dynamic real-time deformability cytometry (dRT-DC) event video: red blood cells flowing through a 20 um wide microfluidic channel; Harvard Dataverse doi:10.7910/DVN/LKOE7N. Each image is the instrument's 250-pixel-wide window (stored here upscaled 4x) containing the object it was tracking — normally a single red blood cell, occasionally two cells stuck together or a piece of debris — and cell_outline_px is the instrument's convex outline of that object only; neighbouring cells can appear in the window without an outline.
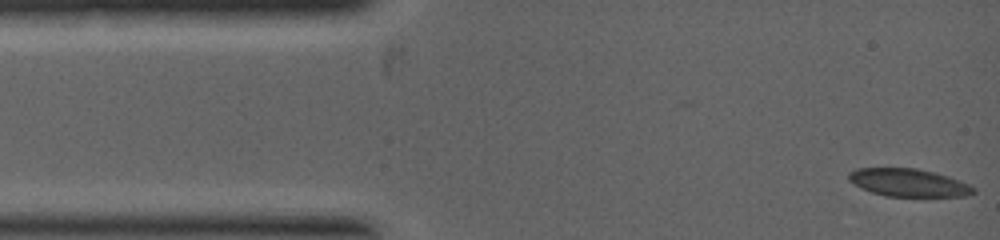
{"species": "common noctule bat (a hibernating species)", "species_latin": "Nyctalus noctula", "temperature_condition": "warm", "stored_images_in_passage": 35, "camera_frame_rate_fps": 5000, "um_per_image_px": 0.085, "animal": {"sex": "female", "body_mass_g": 19.0, "forearm_length_mm": 53.3}, "frame": {"image": 1, "passage_image": 1, "time_ms": 0.0, "image_size_px": [1000, 240], "cell_outline_px": [[976, 192], [964, 196], [884, 196], [860, 188], [848, 180], [848, 172], [856, 168], [916, 168], [948, 176], [960, 180], [976, 188]], "centroid_in_image_um": [77.2, 15.52], "position_along_channel_um": 7.8, "area_um2": 20.23}}
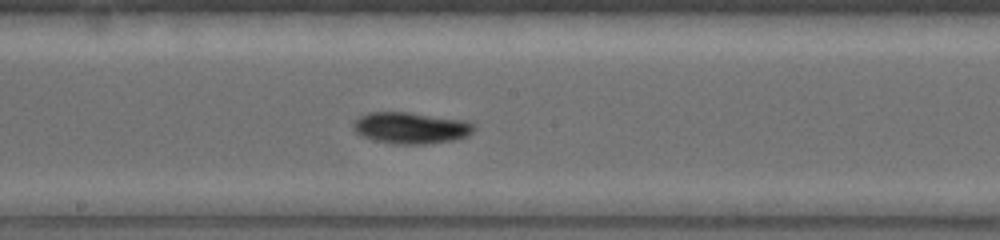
{"frame": {"image": 2, "passage_image": 17, "time_ms": 4.0, "image_size_px": [1000, 240], "cell_outline_px": [[476, 128], [468, 136], [456, 140], [424, 144], [396, 144], [376, 140], [364, 136], [356, 132], [352, 128], [352, 124], [360, 116], [368, 112], [408, 112], [464, 120], [476, 124]], "centroid_in_image_um": [34.96, 10.87], "position_along_channel_um": 213.2, "area_um2": 22.14}}
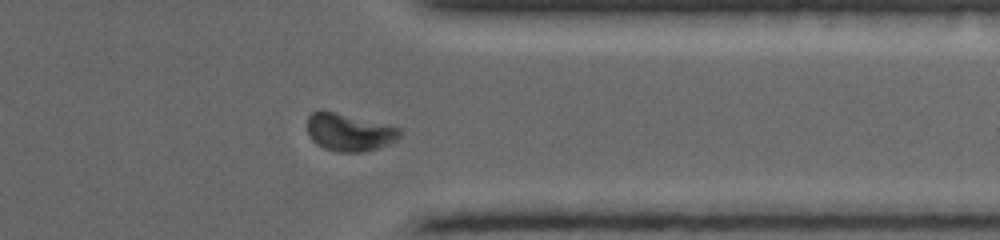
{"frame": {"image": 3, "passage_image": 34, "time_ms": 6.4, "image_size_px": [1000, 240], "cell_outline_px": [[400, 136], [396, 140], [388, 144], [364, 152], [336, 152], [324, 148], [316, 144], [308, 136], [308, 116], [312, 112], [320, 108], [400, 128]], "centroid_in_image_um": [29.62, 11.23], "position_along_channel_um": 381.8, "area_um2": 20.29}}